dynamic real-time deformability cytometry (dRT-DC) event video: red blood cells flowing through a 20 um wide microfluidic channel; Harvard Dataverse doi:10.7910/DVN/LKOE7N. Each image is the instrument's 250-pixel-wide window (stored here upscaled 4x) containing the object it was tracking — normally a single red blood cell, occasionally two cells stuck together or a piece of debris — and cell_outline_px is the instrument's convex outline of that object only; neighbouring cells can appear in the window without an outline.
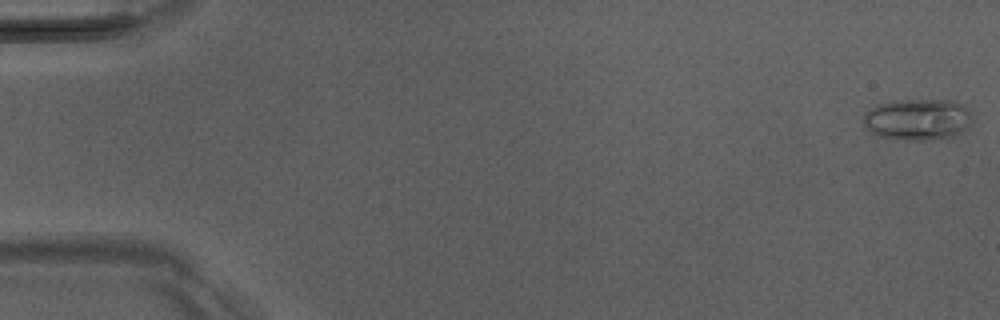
{"species": "Egyptian fruit bat (a non-hibernating species)", "species_latin": "Rousettus aegyptiacus", "temperature_condition": "room temperature", "stored_images_in_passage": 52, "camera_frame_rate_fps": 3000, "um_per_image_px": 0.085, "animal": {"sex": "male"}, "frame": {"image": 1, "passage_image": 1, "time_ms": 0.0, "image_size_px": [1000, 320], "cell_outline_px": [[972, 124], [968, 128], [952, 136], [928, 140], [904, 140], [876, 136], [864, 128], [864, 112], [876, 104], [892, 100], [956, 100], [964, 104], [972, 112]], "centroid_in_image_um": [78.0, 10.14], "position_along_channel_um": 7.0, "area_um2": 26.93}}
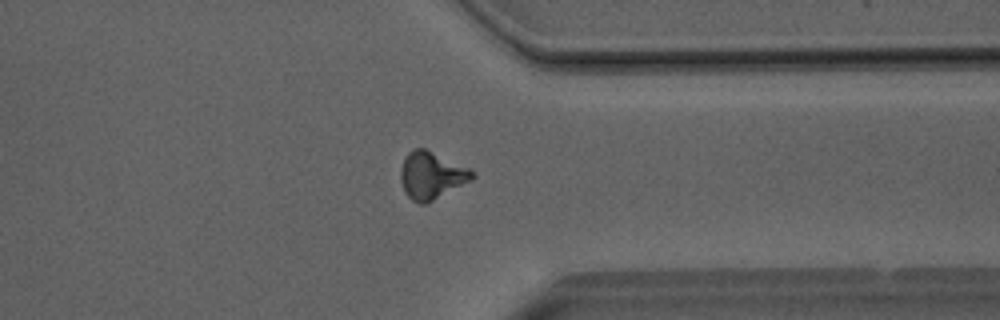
{"frame": {"image": 2, "passage_image": 40, "time_ms": 13.0, "image_size_px": [1000, 320], "cell_outline_px": [[476, 176], [472, 180], [424, 204], [420, 204], [412, 200], [404, 192], [400, 180], [400, 168], [408, 152], [412, 148], [424, 148], [472, 168], [476, 172]], "centroid_in_image_um": [36.69, 14.89], "position_along_channel_um": 374.7, "area_um2": 19.88}}
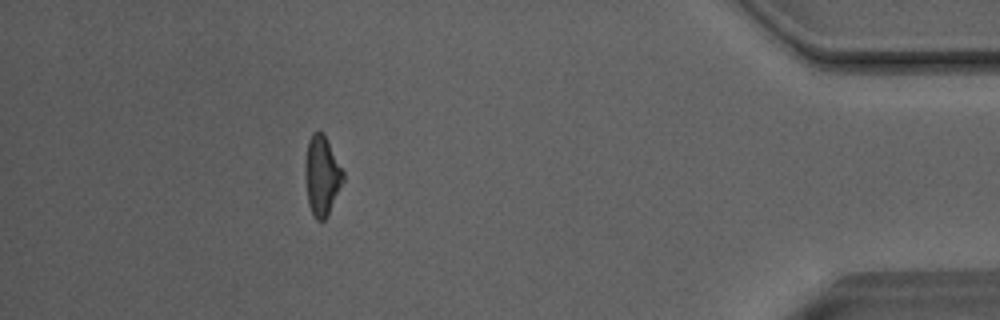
{"frame": {"image": 3, "passage_image": 46, "time_ms": 15.0, "image_size_px": [1000, 320], "cell_outline_px": [[344, 180], [324, 220], [316, 220], [312, 216], [308, 204], [304, 172], [304, 168], [308, 140], [312, 132], [324, 132], [344, 172]], "centroid_in_image_um": [27.34, 14.9], "position_along_channel_um": 407.9, "area_um2": 17.63}, "authors_computed_cell_mechanics": {"area_um2": 18.1492, "velocity_mm_per_s": 4.0753, "shape_relaxation_time_tau1_ms": 5.4992, "shape_relaxation_time_tau2_ms": 2.3277, "deformation_change_tau1": 0.1828, "deformation_change_tau2": 0.0939}}